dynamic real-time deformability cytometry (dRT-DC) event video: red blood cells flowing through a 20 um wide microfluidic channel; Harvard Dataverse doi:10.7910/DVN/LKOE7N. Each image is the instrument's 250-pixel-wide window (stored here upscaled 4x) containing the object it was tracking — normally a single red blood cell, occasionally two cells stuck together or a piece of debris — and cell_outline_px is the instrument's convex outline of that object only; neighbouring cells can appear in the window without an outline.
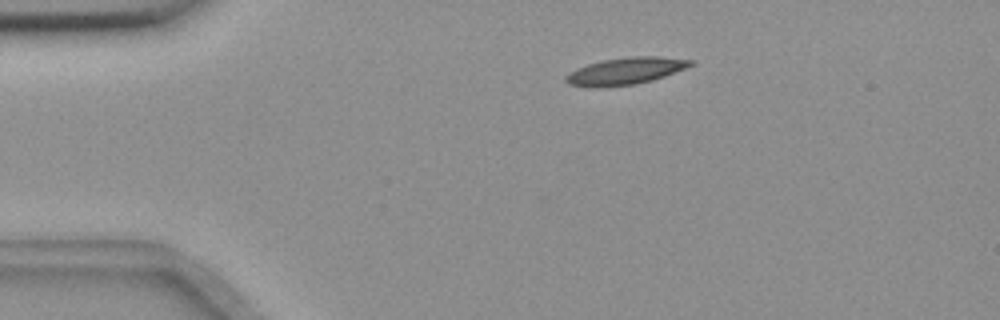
{"species": "common noctule bat (a hibernating species)", "species_latin": "Nyctalus noctula", "temperature_condition": "room temperature", "stored_images_in_passage": 47, "camera_frame_rate_fps": 3000, "um_per_image_px": 0.085, "animal": {"sex": "female", "body_mass_g": 18.4}, "frame": {"image": 1, "passage_image": 2, "time_ms": 0.333, "image_size_px": [1000, 320], "cell_outline_px": [[696, 64], [664, 76], [652, 80], [636, 84], [600, 88], [588, 88], [568, 84], [564, 80], [564, 76], [588, 64], [604, 60], [628, 56], [656, 56], [696, 60]], "centroid_in_image_um": [53.18, 6.05], "position_along_channel_um": 31.8, "area_um2": 19.77}}
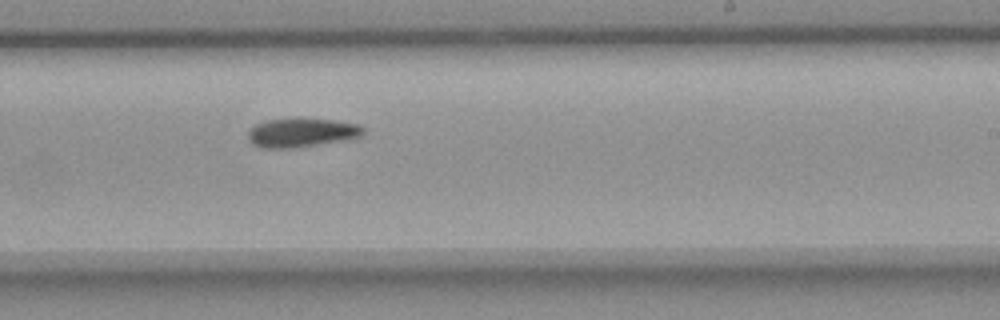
{"frame": {"image": 2, "passage_image": 25, "time_ms": 8.0, "image_size_px": [1000, 320], "cell_outline_px": [[364, 132], [360, 136], [340, 140], [292, 148], [260, 148], [252, 144], [248, 140], [248, 132], [256, 124], [264, 120], [332, 120], [360, 124], [364, 128]], "centroid_in_image_um": [25.59, 11.29], "position_along_channel_um": 263.4, "area_um2": 18.79}}
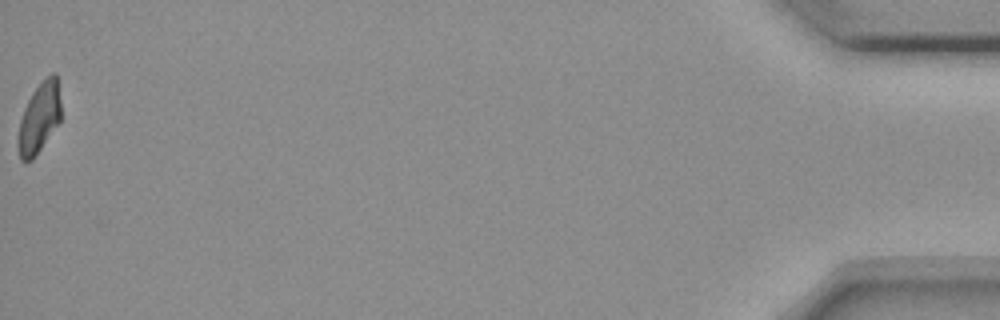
{"frame": {"image": 3, "passage_image": 47, "time_ms": 15.333, "image_size_px": [1000, 320], "cell_outline_px": [[60, 120], [32, 160], [20, 160], [16, 144], [16, 140], [20, 120], [24, 108], [32, 92], [44, 76], [52, 72], [56, 72], [60, 100]], "centroid_in_image_um": [3.31, 9.98], "position_along_channel_um": 431.9, "area_um2": 17.63}, "authors_computed_cell_mechanics": {"area_um2": 18.8428, "velocity_mm_per_s": 3.6607, "shape_relaxation_time_tau1_ms": 9.7518, "shape_relaxation_time_tau2_ms": null, "deformation_change_tau1": 0.1913, "deformation_change_tau2": null}}